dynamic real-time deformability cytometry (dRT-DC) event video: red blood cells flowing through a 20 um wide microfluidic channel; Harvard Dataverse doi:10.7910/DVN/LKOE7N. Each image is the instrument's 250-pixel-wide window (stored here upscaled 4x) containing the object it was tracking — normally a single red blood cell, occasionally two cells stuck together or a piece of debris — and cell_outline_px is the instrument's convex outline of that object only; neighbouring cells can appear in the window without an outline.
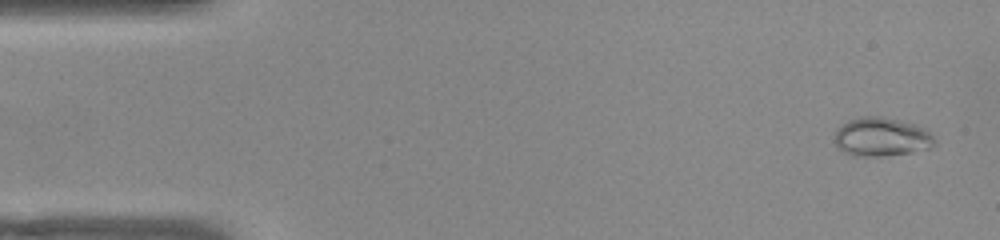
{"species": "common noctule bat (a hibernating species)", "species_latin": "Nyctalus noctula", "temperature_condition": "warm", "stored_images_in_passage": 52, "camera_frame_rate_fps": 3000, "um_per_image_px": 0.085, "animal": {"sex": "female", "body_mass_g": 22.0, "forearm_length_mm": 56.7}, "frame": {"image": 1, "passage_image": 2, "time_ms": 0.333, "image_size_px": [1000, 240], "cell_outline_px": [[936, 144], [932, 148], [912, 152], [880, 156], [852, 156], [836, 148], [832, 140], [836, 128], [840, 124], [848, 120], [860, 116], [880, 116], [900, 120], [916, 124], [928, 128], [932, 132], [936, 140]], "centroid_in_image_um": [74.92, 11.63], "position_along_channel_um": 10.1, "area_um2": 23.47}}
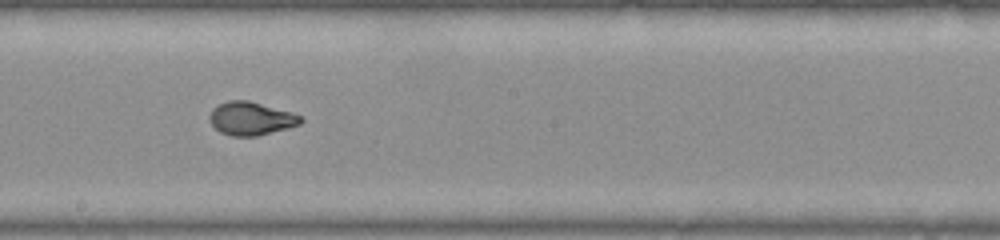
{"frame": {"image": 2, "passage_image": 28, "time_ms": 9.0, "image_size_px": [1000, 240], "cell_outline_px": [[304, 120], [300, 124], [288, 128], [256, 136], [232, 136], [220, 132], [212, 124], [208, 116], [212, 108], [228, 100], [248, 100], [292, 112], [300, 116]], "centroid_in_image_um": [21.33, 10.07], "position_along_channel_um": 226.9, "area_um2": 17.63}}
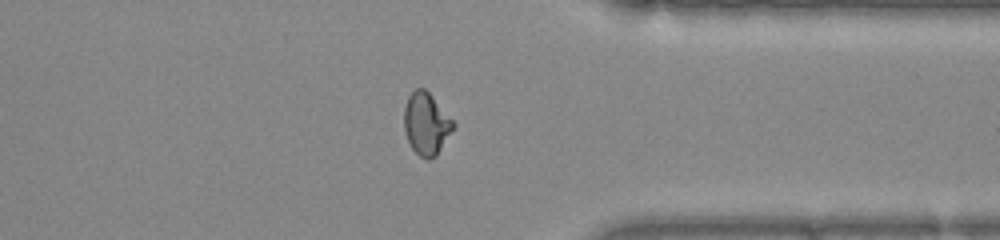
{"frame": {"image": 3, "passage_image": 40, "time_ms": 13.0, "image_size_px": [1000, 240], "cell_outline_px": [[456, 124], [436, 156], [428, 160], [420, 156], [412, 148], [404, 132], [404, 108], [408, 96], [416, 88], [424, 88], [432, 96]], "centroid_in_image_um": [36.22, 10.52], "position_along_channel_um": 375.2, "area_um2": 17.63}, "authors_computed_cell_mechanics": {"area_um2": 18.1781, "velocity_mm_per_s": 3.8824, "shape_relaxation_time_tau1_ms": 6.6376, "shape_relaxation_time_tau2_ms": null, "deformation_change_tau1": 0.2298, "deformation_change_tau2": null}}